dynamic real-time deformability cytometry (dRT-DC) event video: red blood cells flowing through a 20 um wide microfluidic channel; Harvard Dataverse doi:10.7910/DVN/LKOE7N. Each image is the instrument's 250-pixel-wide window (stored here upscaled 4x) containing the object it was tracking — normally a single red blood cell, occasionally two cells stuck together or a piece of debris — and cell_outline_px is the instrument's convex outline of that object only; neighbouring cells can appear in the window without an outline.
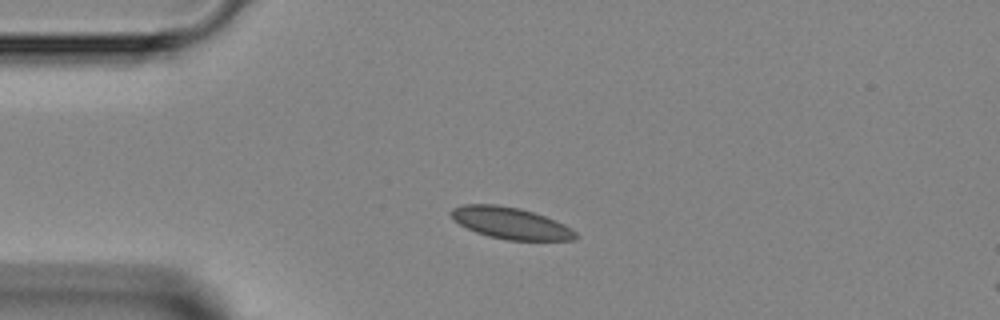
{"species": "Egyptian fruit bat (a non-hibernating species)", "species_latin": "Rousettus aegyptiacus", "temperature_condition": "room temperature", "stored_images_in_passage": 3, "camera_frame_rate_fps": 3000, "um_per_image_px": 0.085, "animal": {"sex": "female"}, "frame": {"image": 1, "passage_image": 2, "time_ms": 1.0, "image_size_px": [1000, 320], "cell_outline_px": [[580, 236], [576, 240], [508, 240], [488, 236], [476, 232], [460, 224], [452, 216], [452, 208], [464, 204], [496, 204], [520, 208], [556, 220], [572, 228]], "centroid_in_image_um": [43.46, 18.97], "position_along_channel_um": 41.5, "area_um2": 22.83}}
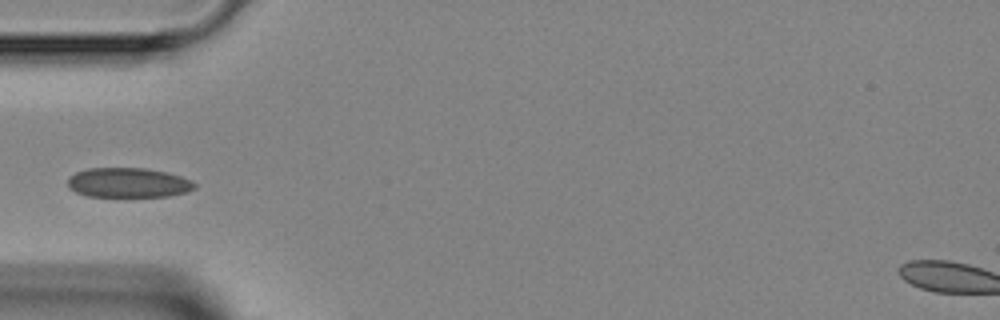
{"frame": {"image": 2, "passage_image": 3, "time_ms": 2.333, "image_size_px": [1000, 320], "cell_outline_px": [[196, 188], [188, 192], [168, 196], [88, 196], [76, 192], [68, 188], [68, 176], [76, 172], [88, 168], [144, 168], [168, 172], [192, 180], [196, 184]], "centroid_in_image_um": [10.91, 15.52], "position_along_channel_um": 74.1, "area_um2": 22.08}}